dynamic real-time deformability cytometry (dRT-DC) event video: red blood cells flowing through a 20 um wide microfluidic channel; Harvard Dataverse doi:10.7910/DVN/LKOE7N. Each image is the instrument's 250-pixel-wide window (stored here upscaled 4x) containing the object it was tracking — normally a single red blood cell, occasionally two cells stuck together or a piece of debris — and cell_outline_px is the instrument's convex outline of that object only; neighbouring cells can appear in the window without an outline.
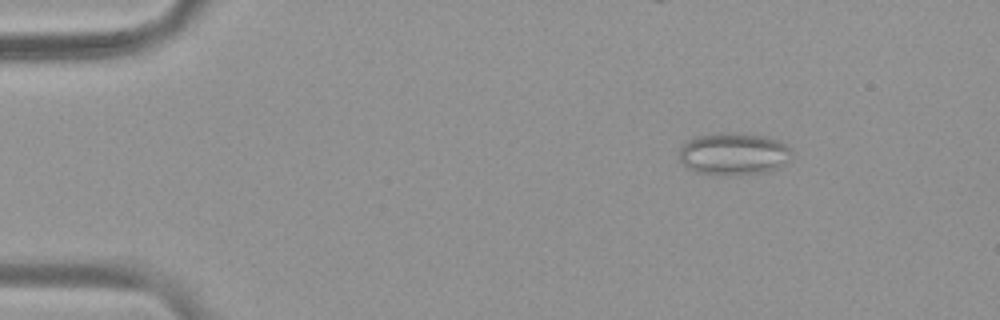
{"species": "common noctule bat (a hibernating species)", "species_latin": "Nyctalus noctula", "temperature_condition": "warm", "stored_images_in_passage": 5, "camera_frame_rate_fps": 3000, "um_per_image_px": 0.085, "animal": {"sex": "female", "body_mass_g": 19.9}, "frame": {"image": 1, "passage_image": 3, "time_ms": 0.667, "image_size_px": [1000, 320], "cell_outline_px": [[792, 156], [780, 168], [768, 172], [740, 176], [716, 176], [696, 172], [688, 168], [680, 160], [680, 148], [688, 140], [700, 136], [720, 132], [736, 132], [764, 136], [780, 140], [788, 144], [792, 152]], "centroid_in_image_um": [62.41, 13.11], "position_along_channel_um": 22.6, "area_um2": 28.5}}